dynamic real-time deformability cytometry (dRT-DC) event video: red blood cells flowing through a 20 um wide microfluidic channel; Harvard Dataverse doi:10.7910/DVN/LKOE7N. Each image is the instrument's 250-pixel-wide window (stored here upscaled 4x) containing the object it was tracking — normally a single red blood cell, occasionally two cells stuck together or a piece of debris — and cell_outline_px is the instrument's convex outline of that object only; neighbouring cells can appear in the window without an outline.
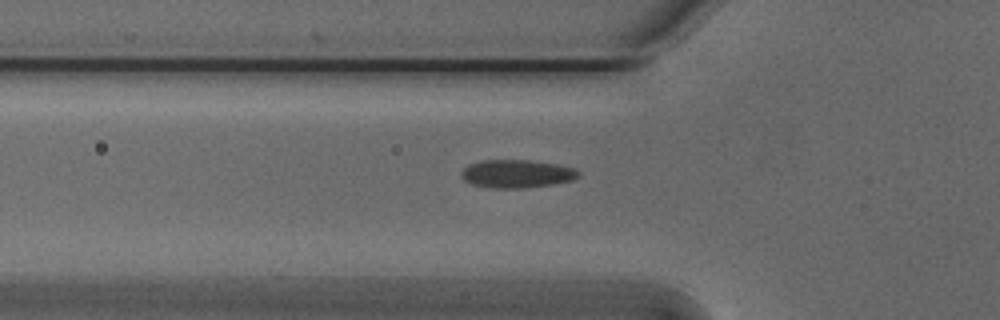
{"species": "Egyptian fruit bat (a non-hibernating species)", "species_latin": "Rousettus aegyptiacus", "temperature_condition": "cold", "stored_images_in_passage": 10, "camera_frame_rate_fps": 3000, "um_per_image_px": 0.085, "animal": {"sex": "male"}, "frame": {"image": 1, "passage_image": 9, "time_ms": 2.667, "image_size_px": [1000, 320], "cell_outline_px": [[580, 176], [572, 180], [552, 184], [524, 188], [488, 188], [472, 184], [464, 180], [460, 176], [460, 172], [468, 164], [480, 160], [532, 160], [556, 164], [576, 168], [580, 172]], "centroid_in_image_um": [43.91, 14.76], "position_along_channel_um": 81.9, "area_um2": 19.42}}